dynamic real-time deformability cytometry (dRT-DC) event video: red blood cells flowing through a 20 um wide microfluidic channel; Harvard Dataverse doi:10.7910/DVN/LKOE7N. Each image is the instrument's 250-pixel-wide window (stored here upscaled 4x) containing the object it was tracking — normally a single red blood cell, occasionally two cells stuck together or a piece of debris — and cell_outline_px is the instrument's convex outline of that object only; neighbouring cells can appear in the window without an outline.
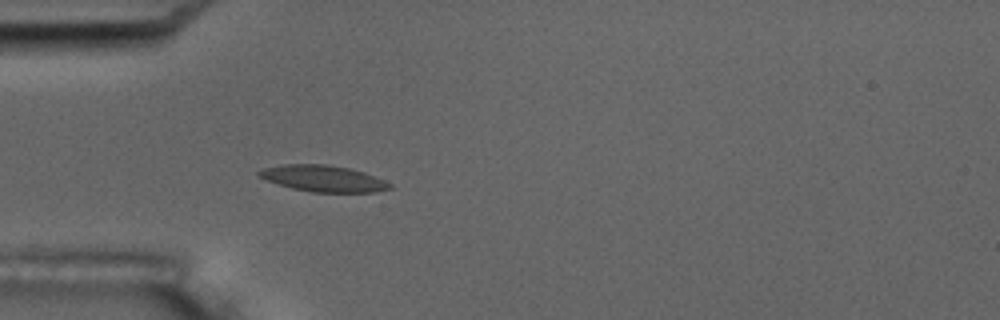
{"species": "common noctule bat (a hibernating species)", "species_latin": "Nyctalus noctula", "temperature_condition": "room temperature", "stored_images_in_passage": 1, "camera_frame_rate_fps": 3000, "um_per_image_px": 0.085, "animal": {"sex": "male", "body_mass_g": 17.5, "forearm_length_mm": 52.3}, "frame": {"image": 1, "passage_image": 1, "time_ms": 0.0, "image_size_px": [1000, 320], "cell_outline_px": [[392, 188], [376, 192], [312, 192], [292, 188], [268, 180], [260, 176], [256, 172], [264, 168], [284, 164], [324, 164], [348, 168], [364, 172], [392, 184]], "centroid_in_image_um": [27.5, 15.17], "position_along_channel_um": 57.5, "area_um2": 19.77}}